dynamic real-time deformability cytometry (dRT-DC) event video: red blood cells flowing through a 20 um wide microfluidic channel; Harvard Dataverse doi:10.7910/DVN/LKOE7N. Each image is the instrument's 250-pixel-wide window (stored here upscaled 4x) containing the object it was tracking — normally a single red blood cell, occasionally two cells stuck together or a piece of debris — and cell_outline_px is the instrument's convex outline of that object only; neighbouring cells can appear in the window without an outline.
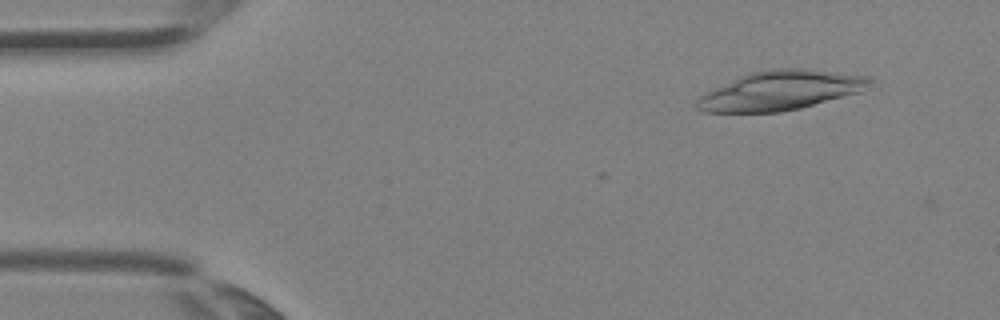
{"species": "Egyptian fruit bat (a non-hibernating species)", "species_latin": "Rousettus aegyptiacus", "temperature_condition": "room temperature", "stored_images_in_passage": 3, "camera_frame_rate_fps": 3000, "um_per_image_px": 0.085, "animal": {"sex": "female"}, "frame": {"image": 1, "passage_image": 1, "time_ms": 0.0, "image_size_px": [1000, 320], "cell_outline_px": [[880, 84], [864, 92], [800, 108], [780, 112], [704, 112], [696, 108], [696, 100], [704, 92], [748, 72], [776, 68], [800, 68], [872, 76]], "centroid_in_image_um": [66.47, 7.68], "position_along_channel_um": 18.5, "area_um2": 40.52}}